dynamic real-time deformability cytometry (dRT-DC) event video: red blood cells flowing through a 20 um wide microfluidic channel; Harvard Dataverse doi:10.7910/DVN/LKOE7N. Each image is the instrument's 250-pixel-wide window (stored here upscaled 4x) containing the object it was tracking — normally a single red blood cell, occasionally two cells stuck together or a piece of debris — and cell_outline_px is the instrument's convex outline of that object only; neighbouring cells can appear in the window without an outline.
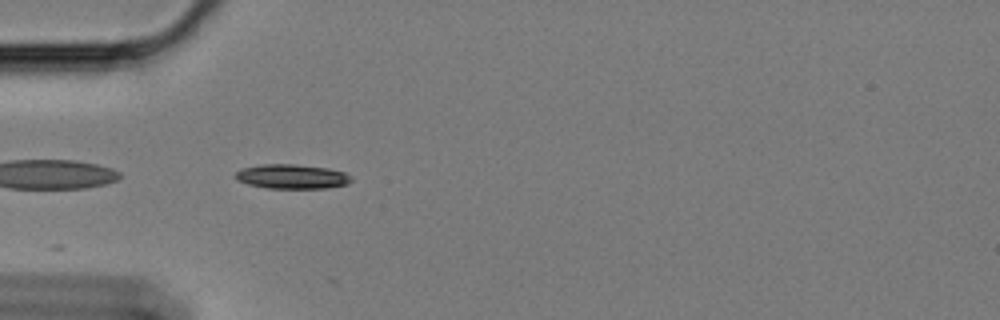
{"species": "Egyptian fruit bat (a non-hibernating species)", "species_latin": "Rousettus aegyptiacus", "temperature_condition": "cold", "stored_images_in_passage": 14, "camera_frame_rate_fps": 3000, "um_per_image_px": 0.085, "animal": {"sex": "female"}, "frame": {"image": 1, "passage_image": 1, "time_ms": 0.0, "image_size_px": [1000, 320], "cell_outline_px": [[352, 180], [348, 184], [328, 188], [264, 188], [248, 184], [236, 180], [236, 172], [240, 168], [264, 164], [296, 164], [328, 168], [344, 172], [352, 176]], "centroid_in_image_um": [24.82, 15.0], "position_along_channel_um": 60.2, "area_um2": 16.65}}
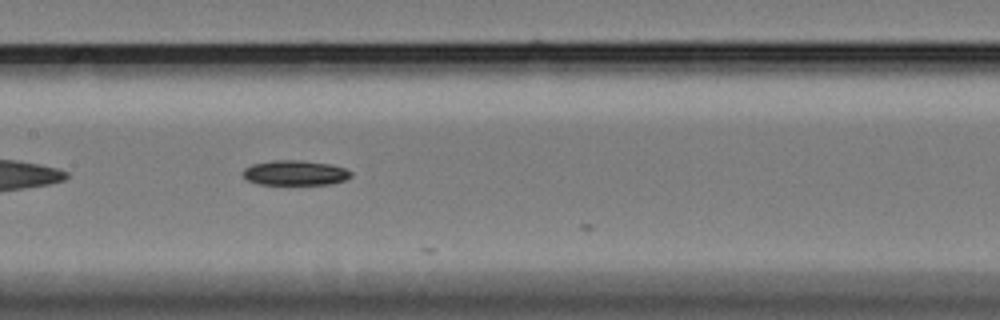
{"frame": {"image": 2, "passage_image": 12, "time_ms": 3.667, "image_size_px": [1000, 320], "cell_outline_px": [[352, 176], [344, 180], [332, 184], [260, 184], [248, 180], [244, 176], [244, 168], [252, 164], [272, 160], [296, 160], [332, 164], [344, 168], [352, 172]], "centroid_in_image_um": [25.11, 14.69], "position_along_channel_um": 182.3, "area_um2": 15.61}}